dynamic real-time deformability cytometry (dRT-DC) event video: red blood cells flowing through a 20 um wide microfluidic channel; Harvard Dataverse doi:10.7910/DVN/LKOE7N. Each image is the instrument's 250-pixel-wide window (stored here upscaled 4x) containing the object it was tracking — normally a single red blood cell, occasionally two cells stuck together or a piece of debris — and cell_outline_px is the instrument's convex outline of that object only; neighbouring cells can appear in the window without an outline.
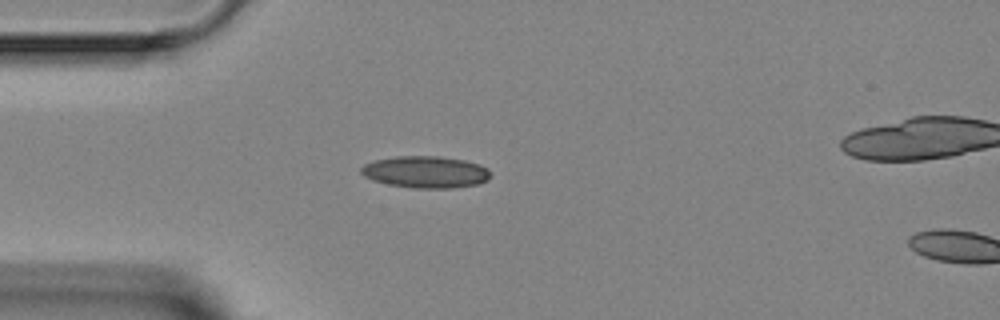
{"species": "Egyptian fruit bat (a non-hibernating species)", "species_latin": "Rousettus aegyptiacus", "temperature_condition": "room temperature", "stored_images_in_passage": 2, "camera_frame_rate_fps": 3000, "um_per_image_px": 0.085, "animal": {"sex": "female"}, "frame": {"image": 1, "passage_image": 1, "time_ms": 0.0, "image_size_px": [1000, 320], "cell_outline_px": [[488, 180], [480, 184], [452, 188], [412, 188], [388, 184], [372, 180], [364, 176], [360, 172], [360, 168], [364, 164], [372, 160], [396, 156], [440, 156], [464, 160], [480, 164], [488, 168]], "centroid_in_image_um": [36.15, 14.62], "position_along_channel_um": 48.8, "area_um2": 24.22}}